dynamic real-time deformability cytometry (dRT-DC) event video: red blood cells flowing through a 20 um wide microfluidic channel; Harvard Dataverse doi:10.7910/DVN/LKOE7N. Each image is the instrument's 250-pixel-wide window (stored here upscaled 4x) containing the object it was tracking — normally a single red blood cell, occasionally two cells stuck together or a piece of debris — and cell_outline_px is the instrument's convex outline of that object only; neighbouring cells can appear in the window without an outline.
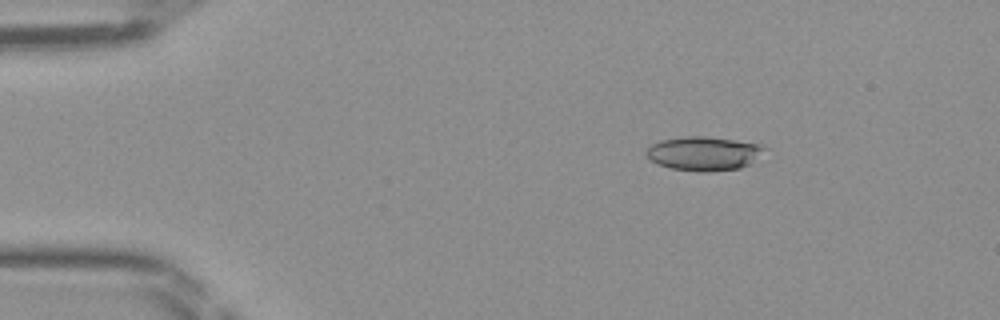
{"species": "Egyptian fruit bat (a non-hibernating species)", "species_latin": "Rousettus aegyptiacus", "temperature_condition": "room temperature", "stored_images_in_passage": 48, "camera_frame_rate_fps": 3000, "um_per_image_px": 0.085, "frame": {"image": 1, "passage_image": 8, "time_ms": 2.333, "image_size_px": [1000, 320], "cell_outline_px": [[768, 148], [752, 164], [740, 168], [704, 172], [700, 172], [672, 168], [656, 164], [644, 152], [652, 144], [664, 140], [688, 136], [704, 136], [760, 144]], "centroid_in_image_um": [59.87, 13.05], "position_along_channel_um": 25.1, "area_um2": 23.29}}
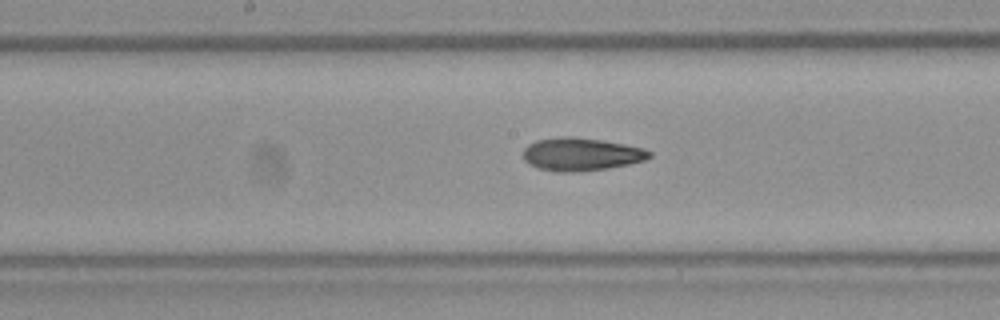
{"frame": {"image": 2, "passage_image": 25, "time_ms": 8.0, "image_size_px": [1000, 320], "cell_outline_px": [[652, 156], [644, 160], [628, 164], [608, 168], [572, 172], [556, 172], [540, 168], [528, 164], [524, 160], [524, 148], [528, 144], [536, 140], [560, 136], [572, 136], [600, 140], [624, 144], [644, 148], [652, 152]], "centroid_in_image_um": [49.38, 13.1], "position_along_channel_um": 198.8, "area_um2": 24.22}}
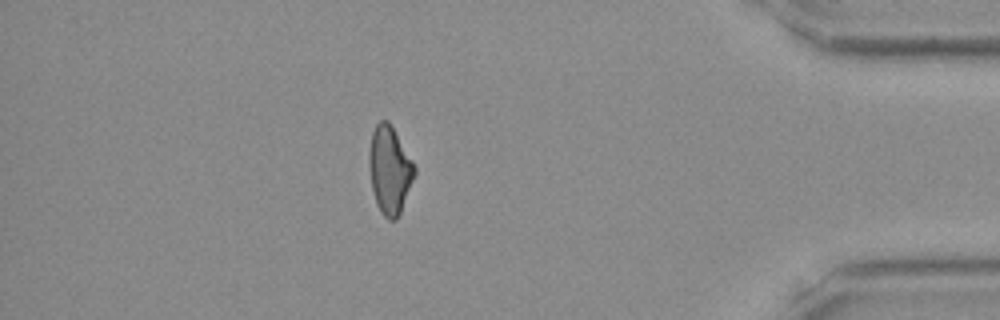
{"frame": {"image": 3, "passage_image": 42, "time_ms": 13.667, "image_size_px": [1000, 320], "cell_outline_px": [[416, 172], [400, 212], [396, 220], [388, 220], [380, 212], [376, 204], [372, 188], [368, 164], [368, 152], [372, 132], [376, 124], [380, 120], [388, 120], [412, 160], [416, 168]], "centroid_in_image_um": [33.1, 14.45], "position_along_channel_um": 402.1, "area_um2": 23.12}}